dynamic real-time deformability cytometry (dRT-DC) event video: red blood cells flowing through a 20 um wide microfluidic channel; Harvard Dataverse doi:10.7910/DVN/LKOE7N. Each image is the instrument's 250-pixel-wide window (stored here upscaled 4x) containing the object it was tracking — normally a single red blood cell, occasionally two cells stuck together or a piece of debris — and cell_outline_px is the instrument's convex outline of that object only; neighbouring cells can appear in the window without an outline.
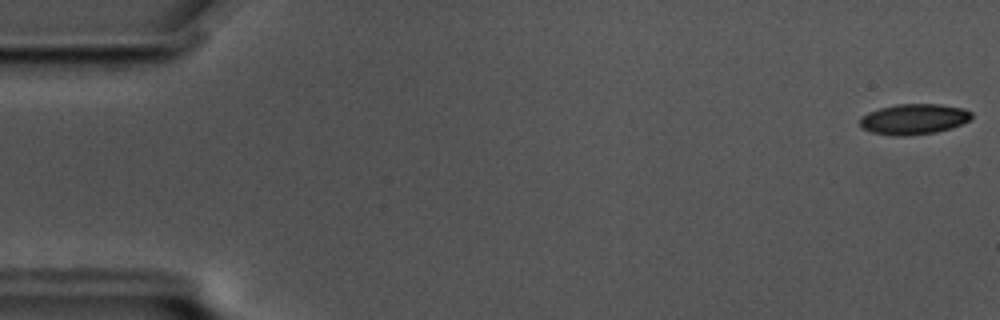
{"species": "common noctule bat (a hibernating species)", "species_latin": "Nyctalus noctula", "temperature_condition": "cold", "stored_images_in_passage": 58, "camera_frame_rate_fps": 3000, "um_per_image_px": 0.085, "animal": {"sex": "male", "body_mass_g": 17.5, "forearm_length_mm": 52.3}, "frame": {"image": 1, "passage_image": 1, "time_ms": 0.0, "image_size_px": [1000, 320], "cell_outline_px": [[972, 116], [968, 120], [952, 128], [936, 132], [904, 136], [892, 136], [872, 132], [864, 128], [860, 124], [860, 116], [868, 112], [880, 108], [896, 104], [940, 104], [964, 108], [972, 112]], "centroid_in_image_um": [77.67, 10.12], "position_along_channel_um": 7.3, "area_um2": 19.88}}
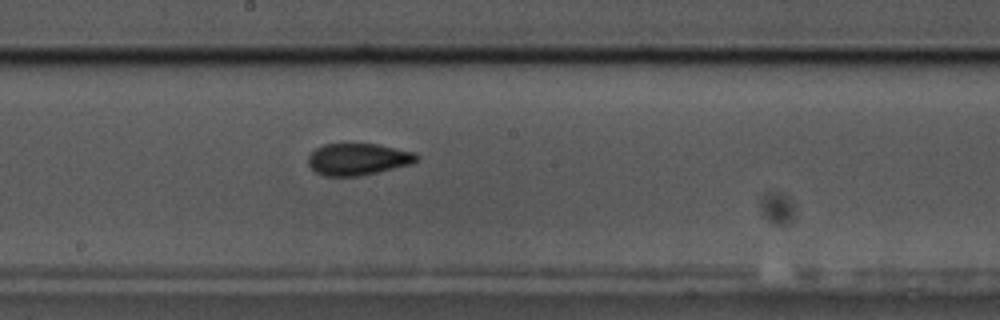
{"frame": {"image": 2, "passage_image": 31, "time_ms": 10.0, "image_size_px": [1000, 320], "cell_outline_px": [[420, 160], [412, 164], [360, 176], [324, 176], [316, 172], [308, 164], [308, 156], [316, 148], [324, 144], [376, 144], [416, 152], [420, 156]], "centroid_in_image_um": [30.47, 13.53], "position_along_channel_um": 217.7, "area_um2": 20.23}}
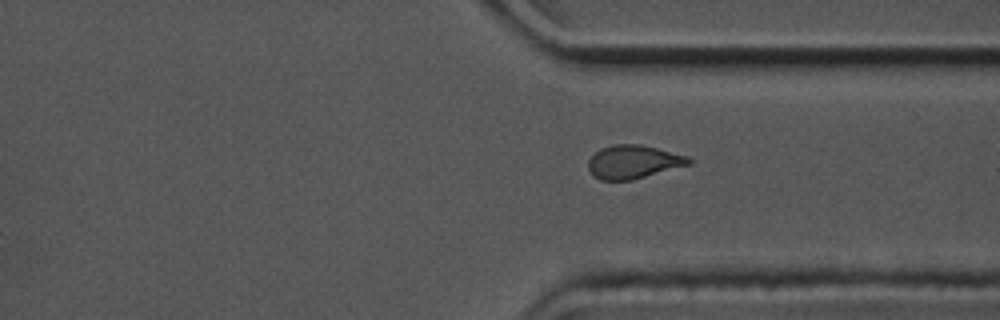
{"frame": {"image": 3, "passage_image": 43, "time_ms": 14.0, "image_size_px": [1000, 320], "cell_outline_px": [[692, 164], [632, 180], [600, 180], [592, 176], [588, 168], [588, 160], [600, 148], [612, 144], [640, 144], [688, 156], [692, 160]], "centroid_in_image_um": [53.82, 13.76], "position_along_channel_um": 357.6, "area_um2": 19.71}, "authors_computed_cell_mechanics": {"area_um2": 20.2589, "velocity_mm_per_s": 3.4891, "shape_relaxation_time_tau1_ms": 6.8395, "shape_relaxation_time_tau2_ms": 2.4572, "deformation_change_tau1": 0.1477, "deformation_change_tau2": 0.067}}